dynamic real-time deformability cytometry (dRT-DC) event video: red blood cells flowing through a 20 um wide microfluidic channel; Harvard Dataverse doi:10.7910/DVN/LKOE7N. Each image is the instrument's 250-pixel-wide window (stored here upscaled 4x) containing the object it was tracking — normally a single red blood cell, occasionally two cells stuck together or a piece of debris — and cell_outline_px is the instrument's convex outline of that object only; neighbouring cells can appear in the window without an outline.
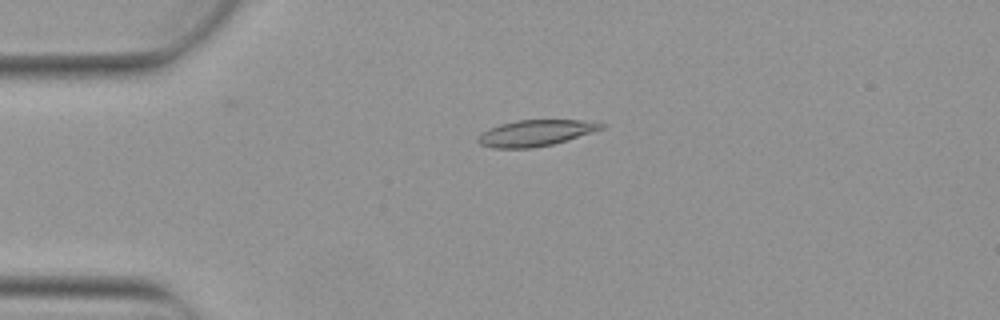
{"species": "Egyptian fruit bat (a non-hibernating species)", "species_latin": "Rousettus aegyptiacus", "temperature_condition": "warm", "stored_images_in_passage": 6, "camera_frame_rate_fps": 3000, "um_per_image_px": 0.085, "animal": {"sex": "female"}, "frame": {"image": 1, "passage_image": 4, "time_ms": 1.0, "image_size_px": [1000, 320], "cell_outline_px": [[604, 128], [568, 140], [552, 144], [532, 148], [492, 148], [480, 144], [476, 140], [476, 136], [488, 128], [500, 124], [516, 120], [580, 120], [604, 124]], "centroid_in_image_um": [45.45, 11.31], "position_along_channel_um": 39.5, "area_um2": 18.79}}
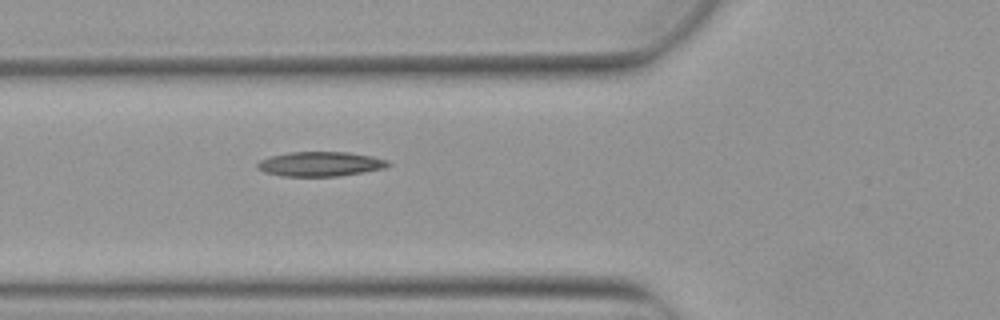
{"frame": {"image": 2, "passage_image": 6, "time_ms": 1.667, "image_size_px": [1000, 320], "cell_outline_px": [[392, 164], [384, 168], [364, 172], [340, 176], [280, 176], [264, 172], [256, 168], [256, 164], [260, 160], [268, 156], [288, 152], [348, 152], [372, 156], [388, 160]], "centroid_in_image_um": [27.2, 13.94], "position_along_channel_um": 98.6, "area_um2": 18.96}}